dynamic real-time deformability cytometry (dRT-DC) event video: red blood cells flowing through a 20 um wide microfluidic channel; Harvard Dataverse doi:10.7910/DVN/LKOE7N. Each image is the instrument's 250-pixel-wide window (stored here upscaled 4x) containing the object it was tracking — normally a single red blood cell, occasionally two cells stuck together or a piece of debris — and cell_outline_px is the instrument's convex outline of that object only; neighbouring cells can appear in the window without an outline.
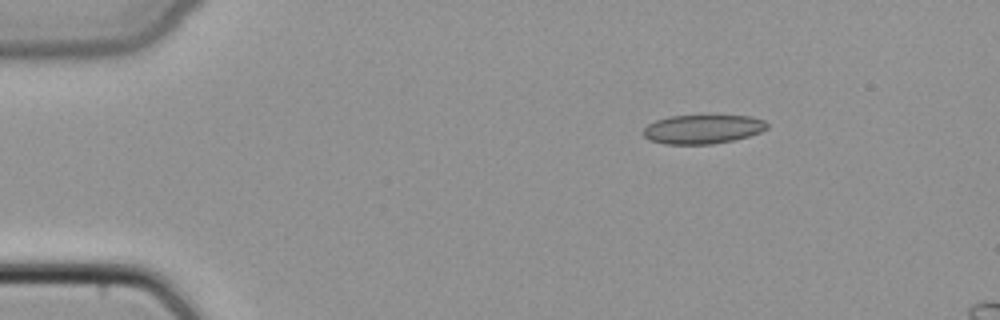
{"species": "common noctule bat (a hibernating species)", "species_latin": "Nyctalus noctula", "temperature_condition": "cold", "stored_images_in_passage": 13, "camera_frame_rate_fps": 3000, "um_per_image_px": 0.085, "animal": {"sex": "female", "body_mass_g": 22.7, "forearm_length_mm": 54.2}, "frame": {"image": 1, "passage_image": 1, "time_ms": 0.0, "image_size_px": [1000, 320], "cell_outline_px": [[768, 128], [760, 132], [748, 136], [732, 140], [712, 144], [664, 144], [648, 140], [640, 132], [648, 124], [656, 120], [668, 116], [704, 112], [748, 116], [764, 120], [768, 124]], "centroid_in_image_um": [59.7, 10.92], "position_along_channel_um": 25.3, "area_um2": 22.08}}